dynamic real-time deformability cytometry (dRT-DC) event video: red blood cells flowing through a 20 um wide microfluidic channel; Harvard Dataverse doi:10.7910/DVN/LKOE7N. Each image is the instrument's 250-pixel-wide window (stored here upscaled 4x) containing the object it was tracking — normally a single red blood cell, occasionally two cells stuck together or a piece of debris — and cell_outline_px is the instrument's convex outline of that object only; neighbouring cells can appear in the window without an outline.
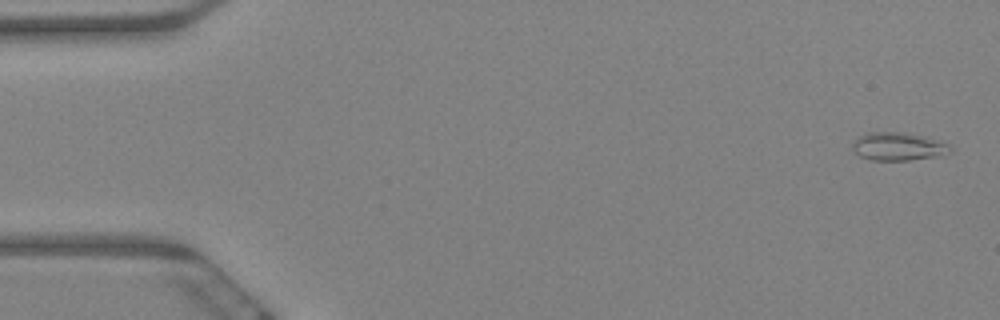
{"species": "Egyptian fruit bat (a non-hibernating species)", "species_latin": "Rousettus aegyptiacus", "temperature_condition": "warm", "stored_images_in_passage": 60, "camera_frame_rate_fps": 3000, "um_per_image_px": 0.085, "animal": {"sex": "female"}, "frame": {"image": 1, "passage_image": 2, "time_ms": 0.333, "image_size_px": [1000, 320], "cell_outline_px": [[952, 152], [944, 156], [908, 160], [868, 160], [852, 152], [852, 144], [860, 136], [868, 132], [904, 132], [924, 136], [940, 140], [948, 144], [952, 148]], "centroid_in_image_um": [76.39, 12.46], "position_along_channel_um": 8.6, "area_um2": 16.36}}
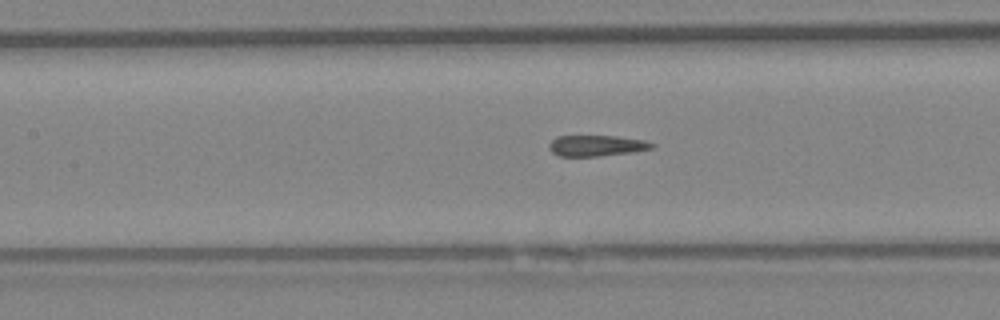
{"frame": {"image": 2, "passage_image": 27, "time_ms": 8.667, "image_size_px": [1000, 320], "cell_outline_px": [[656, 144], [652, 148], [632, 152], [600, 156], [560, 156], [552, 152], [548, 148], [548, 144], [556, 136], [616, 136], [644, 140]], "centroid_in_image_um": [50.68, 12.38], "position_along_channel_um": 156.7, "area_um2": 12.54}}
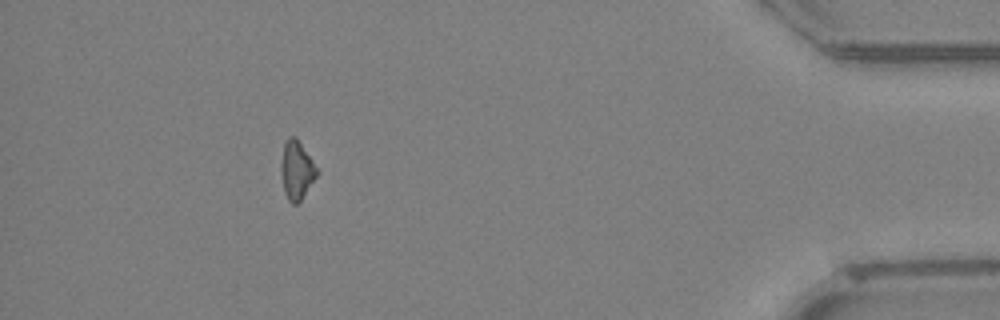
{"frame": {"image": 3, "passage_image": 54, "time_ms": 17.667, "image_size_px": [1000, 320], "cell_outline_px": [[320, 172], [300, 200], [296, 204], [292, 204], [288, 200], [284, 192], [280, 168], [280, 164], [284, 144], [288, 136], [296, 136]], "centroid_in_image_um": [25.21, 14.45], "position_along_channel_um": 410.0, "area_um2": 12.25}, "authors_computed_cell_mechanics": {"area_um2": 13.4096, "velocity_mm_per_s": 3.4487, "shape_relaxation_time_tau1_ms": null, "shape_relaxation_time_tau2_ms": 3.8247, "deformation_change_tau1": null, "deformation_change_tau2": 0.1412}}